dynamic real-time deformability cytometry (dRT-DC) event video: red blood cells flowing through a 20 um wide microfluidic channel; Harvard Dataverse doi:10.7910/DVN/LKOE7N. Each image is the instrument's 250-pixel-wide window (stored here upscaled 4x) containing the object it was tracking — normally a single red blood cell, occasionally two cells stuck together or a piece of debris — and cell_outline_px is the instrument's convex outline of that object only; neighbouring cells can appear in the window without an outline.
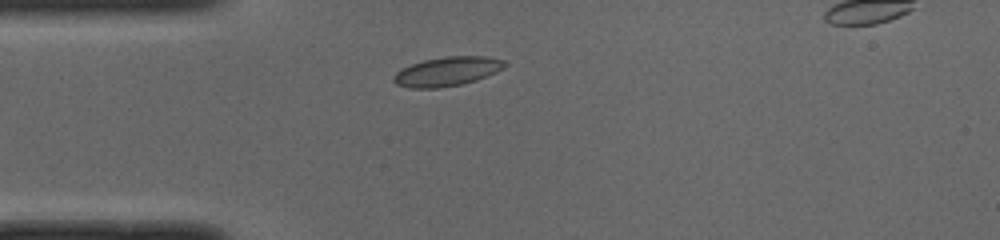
{"species": "common noctule bat (a hibernating species)", "species_latin": "Nyctalus noctula", "temperature_condition": "cold", "stored_images_in_passage": 36, "camera_frame_rate_fps": 3000, "um_per_image_px": 0.085, "animal": {"sex": "male", "body_mass_g": 19.0, "forearm_length_mm": 50.8}, "frame": {"image": 1, "passage_image": 1, "time_ms": 0.0, "image_size_px": [1000, 240], "cell_outline_px": [[508, 64], [504, 68], [496, 72], [476, 80], [460, 84], [436, 88], [408, 88], [396, 84], [392, 80], [392, 76], [396, 72], [412, 64], [424, 60], [448, 56], [484, 56], [504, 60]], "centroid_in_image_um": [38.01, 6.07], "position_along_channel_um": 47.0, "area_um2": 18.79}}
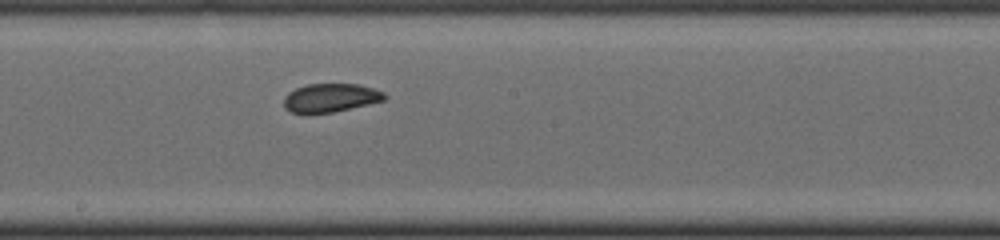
{"frame": {"image": 2, "passage_image": 15, "time_ms": 4.667, "image_size_px": [1000, 240], "cell_outline_px": [[388, 96], [384, 100], [368, 104], [332, 112], [308, 116], [292, 112], [284, 108], [284, 96], [288, 92], [296, 88], [308, 84], [356, 84], [372, 88], [384, 92]], "centroid_in_image_um": [28.04, 8.34], "position_along_channel_um": 220.2, "area_um2": 17.05}}
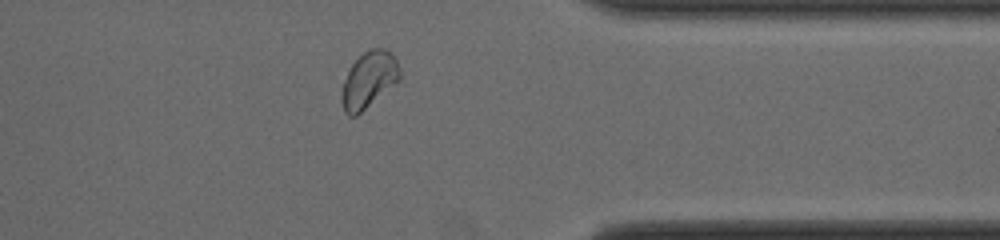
{"frame": {"image": 3, "passage_image": 28, "time_ms": 9.0, "image_size_px": [1000, 240], "cell_outline_px": [[400, 80], [356, 116], [348, 116], [344, 112], [340, 100], [340, 92], [348, 68], [368, 48], [388, 48], [396, 60], [400, 72]], "centroid_in_image_um": [31.32, 6.79], "position_along_channel_um": 380.1, "area_um2": 19.25}, "authors_computed_cell_mechanics": {"area_um2": 17.5134, "velocity_mm_per_s": 3.9465, "shape_relaxation_time_tau1_ms": null, "shape_relaxation_time_tau2_ms": 1.0673, "deformation_change_tau1": null, "deformation_change_tau2": 0.0482}}